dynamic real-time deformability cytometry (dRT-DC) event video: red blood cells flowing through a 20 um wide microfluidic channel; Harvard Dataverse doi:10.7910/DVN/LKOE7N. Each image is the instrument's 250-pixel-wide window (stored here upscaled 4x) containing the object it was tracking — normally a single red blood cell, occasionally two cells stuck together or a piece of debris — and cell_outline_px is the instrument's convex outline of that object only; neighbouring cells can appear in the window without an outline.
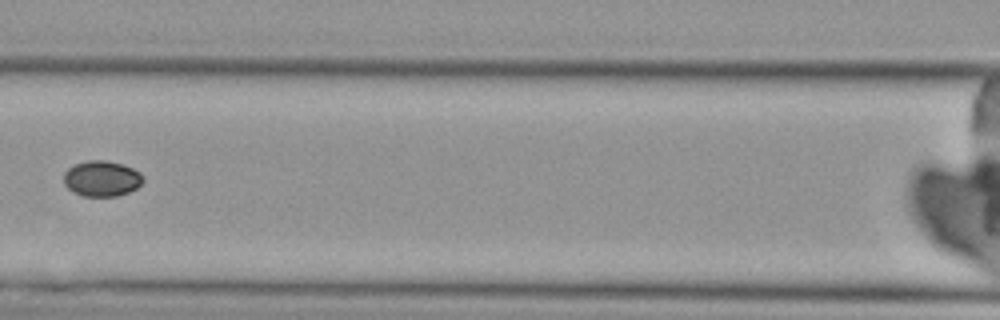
{"species": "Egyptian fruit bat (a non-hibernating species)", "species_latin": "Rousettus aegyptiacus", "temperature_condition": "cold", "stored_images_in_passage": 8, "camera_frame_rate_fps": 3000, "um_per_image_px": 0.085, "animal": {"sex": "female"}, "frame": {"image": 1, "passage_image": 8, "time_ms": 8.333, "image_size_px": [1000, 320], "cell_outline_px": [[144, 180], [136, 188], [128, 192], [116, 196], [84, 196], [72, 192], [64, 184], [64, 172], [68, 168], [76, 164], [88, 160], [104, 160], [120, 164], [132, 168], [140, 172], [144, 176]], "centroid_in_image_um": [8.64, 15.18], "position_along_channel_um": 158.0, "area_um2": 16.42}}